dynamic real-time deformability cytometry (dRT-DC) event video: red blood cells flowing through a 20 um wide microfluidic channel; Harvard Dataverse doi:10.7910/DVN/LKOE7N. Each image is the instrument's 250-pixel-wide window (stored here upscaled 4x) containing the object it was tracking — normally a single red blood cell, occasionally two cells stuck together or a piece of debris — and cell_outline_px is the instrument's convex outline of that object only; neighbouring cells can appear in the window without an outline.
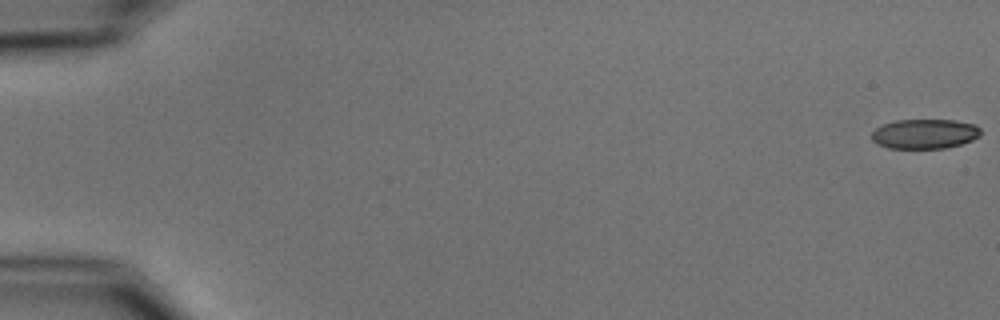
{"species": "common noctule bat (a hibernating species)", "species_latin": "Nyctalus noctula", "temperature_condition": "cold", "stored_images_in_passage": 9, "camera_frame_rate_fps": 3000, "um_per_image_px": 0.085, "animal": {"sex": "male", "body_mass_g": 15.6}, "frame": {"image": 1, "passage_image": 1, "time_ms": 0.0, "image_size_px": [1000, 320], "cell_outline_px": [[980, 136], [972, 140], [960, 144], [944, 148], [888, 148], [872, 140], [872, 132], [876, 128], [884, 124], [896, 120], [956, 120], [976, 124], [980, 128]], "centroid_in_image_um": [78.63, 11.37], "position_along_channel_um": 6.4, "area_um2": 18.79}}
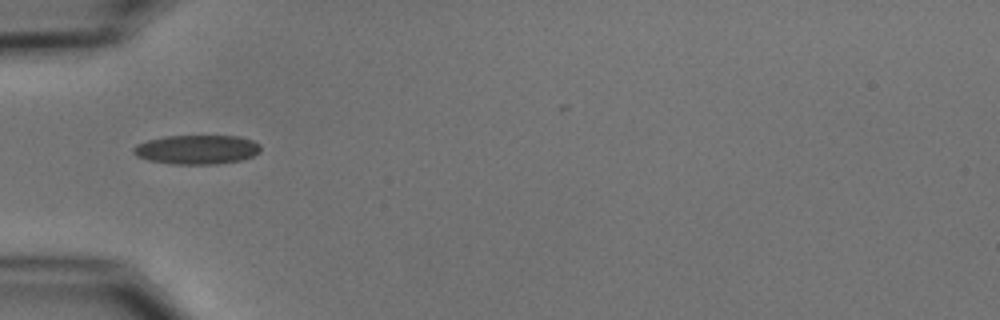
{"frame": {"image": 2, "passage_image": 6, "time_ms": 6.0, "image_size_px": [1000, 320], "cell_outline_px": [[260, 152], [244, 160], [216, 164], [172, 164], [148, 160], [136, 156], [132, 152], [132, 148], [136, 144], [148, 140], [164, 136], [240, 136], [252, 140], [260, 144]], "centroid_in_image_um": [16.73, 12.71], "position_along_channel_um": 68.3, "area_um2": 21.85}}